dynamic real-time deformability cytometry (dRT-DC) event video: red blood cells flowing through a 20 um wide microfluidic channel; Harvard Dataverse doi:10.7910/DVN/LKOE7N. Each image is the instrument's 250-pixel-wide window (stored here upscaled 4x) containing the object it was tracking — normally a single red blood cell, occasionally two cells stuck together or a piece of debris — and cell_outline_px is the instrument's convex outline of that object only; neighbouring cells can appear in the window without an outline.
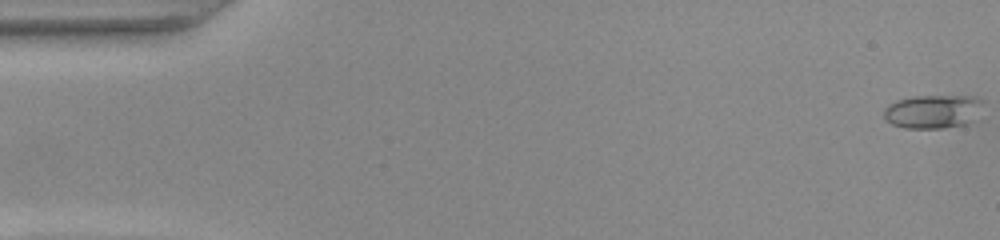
{"species": "common noctule bat (a hibernating species)", "species_latin": "Nyctalus noctula", "temperature_condition": "warm", "stored_images_in_passage": 13, "camera_frame_rate_fps": 3000, "um_per_image_px": 0.085, "animal": {"sex": "female", "body_mass_g": 22.0, "forearm_length_mm": 56.7}, "frame": {"image": 1, "passage_image": 1, "time_ms": 0.0, "image_size_px": [1000, 240], "cell_outline_px": [[984, 100], [964, 124], [944, 128], [904, 128], [892, 124], [884, 120], [884, 108], [888, 104], [896, 100], [912, 96], [976, 96]], "centroid_in_image_um": [79.16, 9.46], "position_along_channel_um": 5.8, "area_um2": 19.02}}
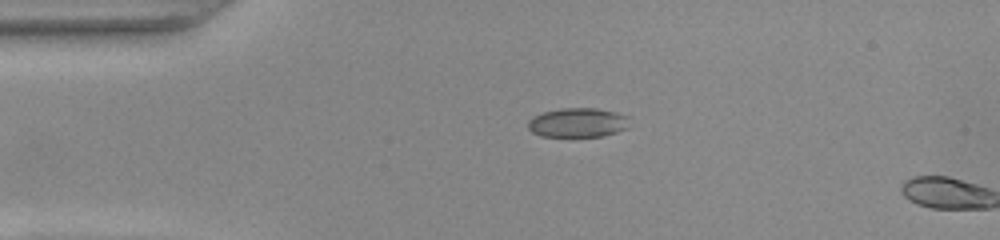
{"frame": {"image": 2, "passage_image": 12, "time_ms": 3.667, "image_size_px": [1000, 240], "cell_outline_px": [[628, 128], [604, 136], [540, 136], [532, 132], [528, 128], [528, 120], [532, 116], [544, 112], [560, 108], [596, 108], [616, 112], [628, 116]], "centroid_in_image_um": [49.1, 10.42], "position_along_channel_um": 35.9, "area_um2": 17.4}}